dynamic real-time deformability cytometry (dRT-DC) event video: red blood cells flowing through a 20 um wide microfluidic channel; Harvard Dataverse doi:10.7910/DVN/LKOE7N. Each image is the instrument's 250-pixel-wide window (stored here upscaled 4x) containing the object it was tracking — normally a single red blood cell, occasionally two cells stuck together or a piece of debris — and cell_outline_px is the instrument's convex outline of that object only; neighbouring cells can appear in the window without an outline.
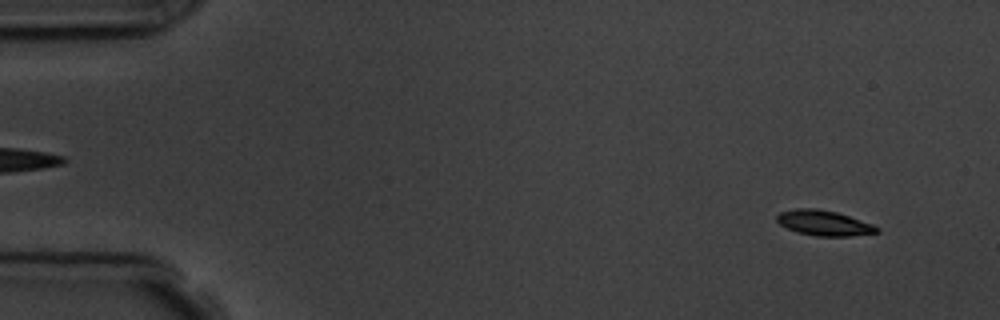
{"species": "common noctule bat (a hibernating species)", "species_latin": "Nyctalus noctula", "temperature_condition": "room temperature", "stored_images_in_passage": 6, "camera_frame_rate_fps": 3000, "um_per_image_px": 0.085, "animal": {"sex": "male", "body_mass_g": 19.5, "forearm_length_mm": 54.6}, "frame": {"image": 1, "passage_image": 1, "time_ms": 0.0, "image_size_px": [1000, 320], "cell_outline_px": [[880, 232], [848, 236], [816, 236], [796, 232], [780, 224], [776, 220], [776, 216], [780, 212], [796, 208], [816, 208], [836, 212], [872, 224], [880, 228]], "centroid_in_image_um": [70.02, 18.95], "position_along_channel_um": 15.0, "area_um2": 14.62}}
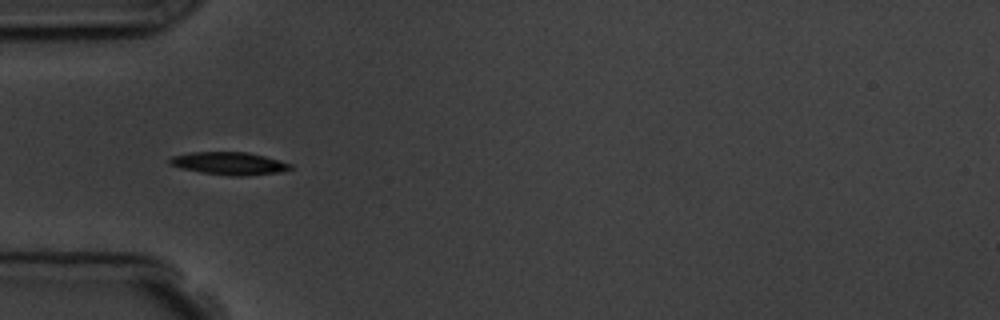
{"frame": {"image": 2, "passage_image": 4, "time_ms": 4.333, "image_size_px": [1000, 320], "cell_outline_px": [[292, 168], [280, 172], [244, 176], [232, 176], [200, 172], [180, 168], [168, 164], [168, 160], [172, 156], [192, 152], [248, 152], [264, 156], [292, 164]], "centroid_in_image_um": [19.45, 13.89], "position_along_channel_um": 65.5, "area_um2": 15.95}}